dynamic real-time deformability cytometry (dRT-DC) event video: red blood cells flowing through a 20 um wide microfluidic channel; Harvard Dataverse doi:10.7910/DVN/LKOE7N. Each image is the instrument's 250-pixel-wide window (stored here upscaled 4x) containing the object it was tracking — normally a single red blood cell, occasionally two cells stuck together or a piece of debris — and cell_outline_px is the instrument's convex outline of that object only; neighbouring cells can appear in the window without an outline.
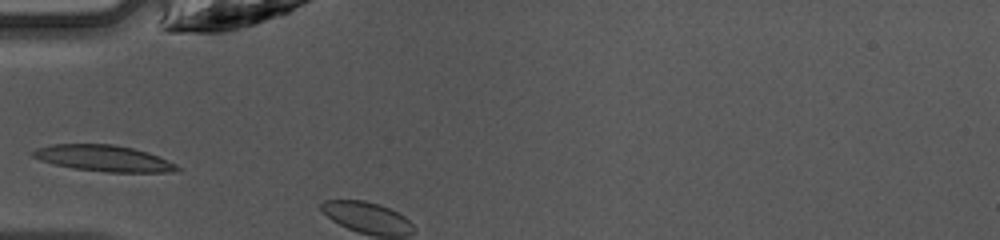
{"species": "common noctule bat (a hibernating species)", "species_latin": "Nyctalus noctula", "temperature_condition": "warm", "stored_images_in_passage": 2, "camera_frame_rate_fps": 3000, "um_per_image_px": 0.085, "animal": {"sex": "female", "body_mass_g": 10.0, "forearm_length_mm": 53.1}, "frame": {"image": 1, "passage_image": 1, "time_ms": 0.0, "image_size_px": [1000, 240], "cell_outline_px": [[184, 168], [176, 172], [104, 172], [72, 168], [40, 160], [32, 156], [28, 152], [36, 148], [52, 144], [112, 144], [132, 148], [148, 152], [168, 160]], "centroid_in_image_um": [8.82, 13.46], "position_along_channel_um": 76.2, "area_um2": 22.2}}